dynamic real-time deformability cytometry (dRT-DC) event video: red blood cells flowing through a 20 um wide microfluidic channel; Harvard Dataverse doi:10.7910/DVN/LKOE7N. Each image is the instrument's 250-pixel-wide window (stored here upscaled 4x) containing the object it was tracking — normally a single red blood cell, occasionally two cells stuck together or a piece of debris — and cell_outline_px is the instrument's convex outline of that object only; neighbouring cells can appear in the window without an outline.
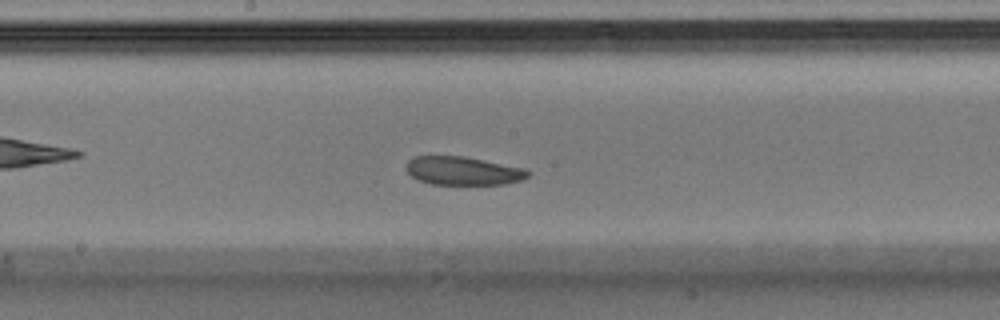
{"species": "Egyptian fruit bat (a non-hibernating species)", "species_latin": "Rousettus aegyptiacus", "temperature_condition": "warm", "stored_images_in_passage": 36, "camera_frame_rate_fps": 3000, "um_per_image_px": 0.085, "animal": {"sex": "male"}, "frame": {"image": 1, "passage_image": 16, "time_ms": 5.0, "image_size_px": [1000, 320], "cell_outline_px": [[532, 172], [528, 176], [520, 180], [504, 184], [432, 184], [420, 180], [412, 176], [408, 172], [408, 160], [412, 156], [464, 156], [524, 168]], "centroid_in_image_um": [39.38, 14.51], "position_along_channel_um": 208.8, "area_um2": 19.94}}